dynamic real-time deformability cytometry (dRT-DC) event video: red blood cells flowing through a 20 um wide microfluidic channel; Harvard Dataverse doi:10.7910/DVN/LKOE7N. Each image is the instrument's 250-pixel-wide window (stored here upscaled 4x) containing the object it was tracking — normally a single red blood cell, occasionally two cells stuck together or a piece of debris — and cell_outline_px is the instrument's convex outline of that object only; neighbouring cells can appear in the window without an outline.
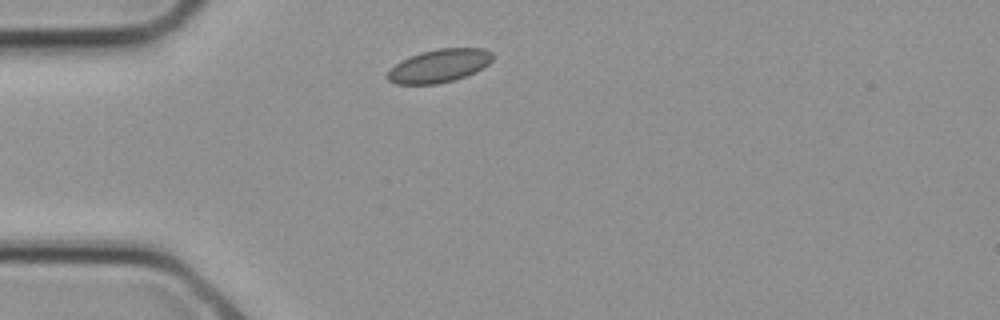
{"species": "common noctule bat (a hibernating species)", "species_latin": "Nyctalus noctula", "temperature_condition": "cold", "stored_images_in_passage": 2, "camera_frame_rate_fps": 3000, "um_per_image_px": 0.085, "animal": {"sex": "female", "body_mass_g": 21.9}, "frame": {"image": 1, "passage_image": 1, "time_ms": 0.0, "image_size_px": [1000, 320], "cell_outline_px": [[492, 60], [488, 64], [476, 72], [452, 80], [436, 84], [396, 84], [388, 80], [384, 76], [396, 64], [420, 52], [436, 48], [484, 48], [492, 52]], "centroid_in_image_um": [37.33, 5.59], "position_along_channel_um": 47.7, "area_um2": 20.17}}